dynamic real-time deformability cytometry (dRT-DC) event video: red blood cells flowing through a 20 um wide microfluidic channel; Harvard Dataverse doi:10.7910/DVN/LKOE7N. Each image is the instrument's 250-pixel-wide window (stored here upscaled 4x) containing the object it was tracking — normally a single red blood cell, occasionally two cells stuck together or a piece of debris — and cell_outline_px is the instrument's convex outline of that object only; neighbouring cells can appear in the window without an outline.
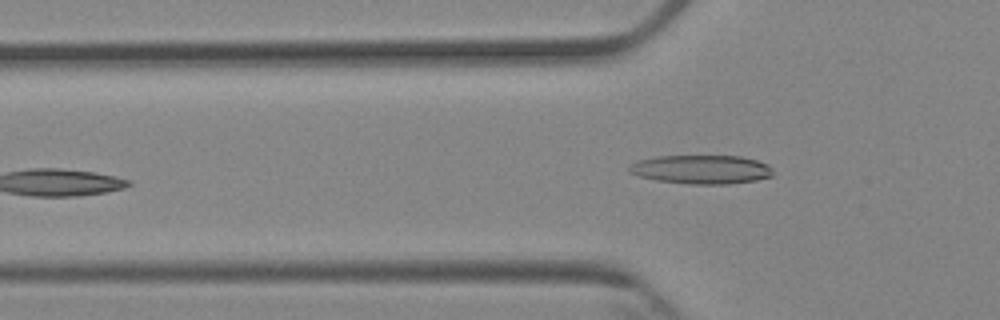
{"species": "Egyptian fruit bat (a non-hibernating species)", "species_latin": "Rousettus aegyptiacus", "temperature_condition": "cold", "stored_images_in_passage": 6, "camera_frame_rate_fps": 3000, "um_per_image_px": 0.085, "animal": {"sex": "female"}, "frame": {"image": 1, "passage_image": 6, "time_ms": 6.0, "image_size_px": [1000, 320], "cell_outline_px": [[772, 176], [756, 180], [728, 184], [692, 184], [656, 180], [640, 176], [628, 172], [628, 168], [636, 160], [656, 156], [740, 156], [756, 160], [768, 164], [772, 168]], "centroid_in_image_um": [59.61, 14.4], "position_along_channel_um": 66.2, "area_um2": 24.16}}